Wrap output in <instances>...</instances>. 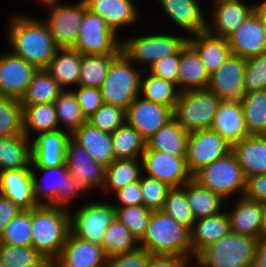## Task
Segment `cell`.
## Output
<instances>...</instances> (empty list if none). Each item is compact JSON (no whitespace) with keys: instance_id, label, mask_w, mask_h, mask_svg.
<instances>
[{"instance_id":"57","label":"cell","mask_w":266,"mask_h":267,"mask_svg":"<svg viewBox=\"0 0 266 267\" xmlns=\"http://www.w3.org/2000/svg\"><path fill=\"white\" fill-rule=\"evenodd\" d=\"M117 204L114 207H126L143 204L141 195L140 179L134 183L128 184L114 193L113 196ZM119 203V204H118Z\"/></svg>"},{"instance_id":"8","label":"cell","mask_w":266,"mask_h":267,"mask_svg":"<svg viewBox=\"0 0 266 267\" xmlns=\"http://www.w3.org/2000/svg\"><path fill=\"white\" fill-rule=\"evenodd\" d=\"M220 101L208 88L180 92L174 118L187 133L210 129Z\"/></svg>"},{"instance_id":"7","label":"cell","mask_w":266,"mask_h":267,"mask_svg":"<svg viewBox=\"0 0 266 267\" xmlns=\"http://www.w3.org/2000/svg\"><path fill=\"white\" fill-rule=\"evenodd\" d=\"M181 35L157 32L128 37L122 39L121 51L135 65L137 64V67L144 64V67L140 68L148 70L155 62L176 54L186 44L188 37Z\"/></svg>"},{"instance_id":"28","label":"cell","mask_w":266,"mask_h":267,"mask_svg":"<svg viewBox=\"0 0 266 267\" xmlns=\"http://www.w3.org/2000/svg\"><path fill=\"white\" fill-rule=\"evenodd\" d=\"M231 232L228 212L223 210L220 214L203 217L195 220L190 230L192 259L210 244L217 242Z\"/></svg>"},{"instance_id":"46","label":"cell","mask_w":266,"mask_h":267,"mask_svg":"<svg viewBox=\"0 0 266 267\" xmlns=\"http://www.w3.org/2000/svg\"><path fill=\"white\" fill-rule=\"evenodd\" d=\"M32 209L21 210L0 233V243L15 246H31Z\"/></svg>"},{"instance_id":"3","label":"cell","mask_w":266,"mask_h":267,"mask_svg":"<svg viewBox=\"0 0 266 267\" xmlns=\"http://www.w3.org/2000/svg\"><path fill=\"white\" fill-rule=\"evenodd\" d=\"M33 196L38 206L61 207L69 210L74 199L87 193L68 172L66 164L58 167H31ZM43 174L38 178V174Z\"/></svg>"},{"instance_id":"29","label":"cell","mask_w":266,"mask_h":267,"mask_svg":"<svg viewBox=\"0 0 266 267\" xmlns=\"http://www.w3.org/2000/svg\"><path fill=\"white\" fill-rule=\"evenodd\" d=\"M188 42L199 53L209 76L217 71L231 56L228 40L215 36L207 30L188 36Z\"/></svg>"},{"instance_id":"10","label":"cell","mask_w":266,"mask_h":267,"mask_svg":"<svg viewBox=\"0 0 266 267\" xmlns=\"http://www.w3.org/2000/svg\"><path fill=\"white\" fill-rule=\"evenodd\" d=\"M95 200V201H94ZM87 201L76 209H69L70 231L75 235L94 244L100 245L109 225L116 219V208L112 203Z\"/></svg>"},{"instance_id":"60","label":"cell","mask_w":266,"mask_h":267,"mask_svg":"<svg viewBox=\"0 0 266 267\" xmlns=\"http://www.w3.org/2000/svg\"><path fill=\"white\" fill-rule=\"evenodd\" d=\"M21 210L9 198L0 194V233Z\"/></svg>"},{"instance_id":"6","label":"cell","mask_w":266,"mask_h":267,"mask_svg":"<svg viewBox=\"0 0 266 267\" xmlns=\"http://www.w3.org/2000/svg\"><path fill=\"white\" fill-rule=\"evenodd\" d=\"M143 69L122 52L111 62L108 74L100 87L103 102L127 110L139 96Z\"/></svg>"},{"instance_id":"17","label":"cell","mask_w":266,"mask_h":267,"mask_svg":"<svg viewBox=\"0 0 266 267\" xmlns=\"http://www.w3.org/2000/svg\"><path fill=\"white\" fill-rule=\"evenodd\" d=\"M211 4L213 10L211 17L207 20L206 30L225 39L237 32L254 11L255 6L245 0H212Z\"/></svg>"},{"instance_id":"26","label":"cell","mask_w":266,"mask_h":267,"mask_svg":"<svg viewBox=\"0 0 266 267\" xmlns=\"http://www.w3.org/2000/svg\"><path fill=\"white\" fill-rule=\"evenodd\" d=\"M0 194L22 210H31L38 206L33 196L30 168L0 171Z\"/></svg>"},{"instance_id":"53","label":"cell","mask_w":266,"mask_h":267,"mask_svg":"<svg viewBox=\"0 0 266 267\" xmlns=\"http://www.w3.org/2000/svg\"><path fill=\"white\" fill-rule=\"evenodd\" d=\"M266 89V53L246 59L244 93Z\"/></svg>"},{"instance_id":"47","label":"cell","mask_w":266,"mask_h":267,"mask_svg":"<svg viewBox=\"0 0 266 267\" xmlns=\"http://www.w3.org/2000/svg\"><path fill=\"white\" fill-rule=\"evenodd\" d=\"M24 134L23 106L19 99L0 97V136H16Z\"/></svg>"},{"instance_id":"30","label":"cell","mask_w":266,"mask_h":267,"mask_svg":"<svg viewBox=\"0 0 266 267\" xmlns=\"http://www.w3.org/2000/svg\"><path fill=\"white\" fill-rule=\"evenodd\" d=\"M70 137L104 167L115 160L111 133L104 132L86 122Z\"/></svg>"},{"instance_id":"41","label":"cell","mask_w":266,"mask_h":267,"mask_svg":"<svg viewBox=\"0 0 266 267\" xmlns=\"http://www.w3.org/2000/svg\"><path fill=\"white\" fill-rule=\"evenodd\" d=\"M241 106L248 135H266V89L245 93Z\"/></svg>"},{"instance_id":"1","label":"cell","mask_w":266,"mask_h":267,"mask_svg":"<svg viewBox=\"0 0 266 267\" xmlns=\"http://www.w3.org/2000/svg\"><path fill=\"white\" fill-rule=\"evenodd\" d=\"M11 16L6 28L10 51L38 70L46 69L58 47L42 18L19 12Z\"/></svg>"},{"instance_id":"61","label":"cell","mask_w":266,"mask_h":267,"mask_svg":"<svg viewBox=\"0 0 266 267\" xmlns=\"http://www.w3.org/2000/svg\"><path fill=\"white\" fill-rule=\"evenodd\" d=\"M253 267H266V237L257 240Z\"/></svg>"},{"instance_id":"36","label":"cell","mask_w":266,"mask_h":267,"mask_svg":"<svg viewBox=\"0 0 266 267\" xmlns=\"http://www.w3.org/2000/svg\"><path fill=\"white\" fill-rule=\"evenodd\" d=\"M143 174L141 158L114 160L105 168V180L100 190L104 196L139 181Z\"/></svg>"},{"instance_id":"48","label":"cell","mask_w":266,"mask_h":267,"mask_svg":"<svg viewBox=\"0 0 266 267\" xmlns=\"http://www.w3.org/2000/svg\"><path fill=\"white\" fill-rule=\"evenodd\" d=\"M45 258L32 246L0 243V262L5 267H37Z\"/></svg>"},{"instance_id":"32","label":"cell","mask_w":266,"mask_h":267,"mask_svg":"<svg viewBox=\"0 0 266 267\" xmlns=\"http://www.w3.org/2000/svg\"><path fill=\"white\" fill-rule=\"evenodd\" d=\"M234 208L227 211L230 218L231 232L247 235L255 239L261 237L262 204L240 196ZM232 209V210H231Z\"/></svg>"},{"instance_id":"50","label":"cell","mask_w":266,"mask_h":267,"mask_svg":"<svg viewBox=\"0 0 266 267\" xmlns=\"http://www.w3.org/2000/svg\"><path fill=\"white\" fill-rule=\"evenodd\" d=\"M115 208L116 218L130 230L133 237L139 242L146 232L152 211L143 204Z\"/></svg>"},{"instance_id":"4","label":"cell","mask_w":266,"mask_h":267,"mask_svg":"<svg viewBox=\"0 0 266 267\" xmlns=\"http://www.w3.org/2000/svg\"><path fill=\"white\" fill-rule=\"evenodd\" d=\"M32 243L45 259L56 260L70 232L69 210L37 206L32 209Z\"/></svg>"},{"instance_id":"37","label":"cell","mask_w":266,"mask_h":267,"mask_svg":"<svg viewBox=\"0 0 266 267\" xmlns=\"http://www.w3.org/2000/svg\"><path fill=\"white\" fill-rule=\"evenodd\" d=\"M191 207L195 220L203 217H211L222 212L225 199L219 194L201 186L193 178L182 186Z\"/></svg>"},{"instance_id":"59","label":"cell","mask_w":266,"mask_h":267,"mask_svg":"<svg viewBox=\"0 0 266 267\" xmlns=\"http://www.w3.org/2000/svg\"><path fill=\"white\" fill-rule=\"evenodd\" d=\"M187 260L173 254H150L145 267H183Z\"/></svg>"},{"instance_id":"42","label":"cell","mask_w":266,"mask_h":267,"mask_svg":"<svg viewBox=\"0 0 266 267\" xmlns=\"http://www.w3.org/2000/svg\"><path fill=\"white\" fill-rule=\"evenodd\" d=\"M53 103L59 129L67 132L70 136L87 122L72 89H63Z\"/></svg>"},{"instance_id":"63","label":"cell","mask_w":266,"mask_h":267,"mask_svg":"<svg viewBox=\"0 0 266 267\" xmlns=\"http://www.w3.org/2000/svg\"><path fill=\"white\" fill-rule=\"evenodd\" d=\"M36 1H37V3L42 4L43 7H46L47 10L54 7V6L63 4L60 2V0H35V2Z\"/></svg>"},{"instance_id":"22","label":"cell","mask_w":266,"mask_h":267,"mask_svg":"<svg viewBox=\"0 0 266 267\" xmlns=\"http://www.w3.org/2000/svg\"><path fill=\"white\" fill-rule=\"evenodd\" d=\"M227 40L231 54L245 60L266 53V34L255 11Z\"/></svg>"},{"instance_id":"23","label":"cell","mask_w":266,"mask_h":267,"mask_svg":"<svg viewBox=\"0 0 266 267\" xmlns=\"http://www.w3.org/2000/svg\"><path fill=\"white\" fill-rule=\"evenodd\" d=\"M165 13L177 28L184 30L189 36L206 31L205 17L198 0H157Z\"/></svg>"},{"instance_id":"11","label":"cell","mask_w":266,"mask_h":267,"mask_svg":"<svg viewBox=\"0 0 266 267\" xmlns=\"http://www.w3.org/2000/svg\"><path fill=\"white\" fill-rule=\"evenodd\" d=\"M117 36L99 15L86 9L72 49L82 55H119L122 52V39Z\"/></svg>"},{"instance_id":"2","label":"cell","mask_w":266,"mask_h":267,"mask_svg":"<svg viewBox=\"0 0 266 267\" xmlns=\"http://www.w3.org/2000/svg\"><path fill=\"white\" fill-rule=\"evenodd\" d=\"M138 245L150 254H173L192 259L190 230L162 210L151 212L148 227Z\"/></svg>"},{"instance_id":"15","label":"cell","mask_w":266,"mask_h":267,"mask_svg":"<svg viewBox=\"0 0 266 267\" xmlns=\"http://www.w3.org/2000/svg\"><path fill=\"white\" fill-rule=\"evenodd\" d=\"M66 165L70 176L87 191H99L105 180V168L71 137L66 146Z\"/></svg>"},{"instance_id":"56","label":"cell","mask_w":266,"mask_h":267,"mask_svg":"<svg viewBox=\"0 0 266 267\" xmlns=\"http://www.w3.org/2000/svg\"><path fill=\"white\" fill-rule=\"evenodd\" d=\"M149 256L150 253L138 246L130 252L107 258L105 267H145Z\"/></svg>"},{"instance_id":"65","label":"cell","mask_w":266,"mask_h":267,"mask_svg":"<svg viewBox=\"0 0 266 267\" xmlns=\"http://www.w3.org/2000/svg\"><path fill=\"white\" fill-rule=\"evenodd\" d=\"M37 267H59L56 260L45 259L41 264Z\"/></svg>"},{"instance_id":"52","label":"cell","mask_w":266,"mask_h":267,"mask_svg":"<svg viewBox=\"0 0 266 267\" xmlns=\"http://www.w3.org/2000/svg\"><path fill=\"white\" fill-rule=\"evenodd\" d=\"M125 122L126 110L105 103L87 118V123L107 133H113Z\"/></svg>"},{"instance_id":"16","label":"cell","mask_w":266,"mask_h":267,"mask_svg":"<svg viewBox=\"0 0 266 267\" xmlns=\"http://www.w3.org/2000/svg\"><path fill=\"white\" fill-rule=\"evenodd\" d=\"M173 118V109L146 100L140 95L126 110V122L136 129L145 141Z\"/></svg>"},{"instance_id":"51","label":"cell","mask_w":266,"mask_h":267,"mask_svg":"<svg viewBox=\"0 0 266 267\" xmlns=\"http://www.w3.org/2000/svg\"><path fill=\"white\" fill-rule=\"evenodd\" d=\"M140 188L143 205L151 211L163 209L166 196L172 189L168 184L156 178L146 176L145 174L141 175Z\"/></svg>"},{"instance_id":"64","label":"cell","mask_w":266,"mask_h":267,"mask_svg":"<svg viewBox=\"0 0 266 267\" xmlns=\"http://www.w3.org/2000/svg\"><path fill=\"white\" fill-rule=\"evenodd\" d=\"M262 225H261V237H266V203L262 204Z\"/></svg>"},{"instance_id":"40","label":"cell","mask_w":266,"mask_h":267,"mask_svg":"<svg viewBox=\"0 0 266 267\" xmlns=\"http://www.w3.org/2000/svg\"><path fill=\"white\" fill-rule=\"evenodd\" d=\"M63 88L45 70H38L32 81L19 99L21 105H35L41 103H53Z\"/></svg>"},{"instance_id":"18","label":"cell","mask_w":266,"mask_h":267,"mask_svg":"<svg viewBox=\"0 0 266 267\" xmlns=\"http://www.w3.org/2000/svg\"><path fill=\"white\" fill-rule=\"evenodd\" d=\"M246 60L232 55L209 76L208 89L221 100L241 102L244 93Z\"/></svg>"},{"instance_id":"55","label":"cell","mask_w":266,"mask_h":267,"mask_svg":"<svg viewBox=\"0 0 266 267\" xmlns=\"http://www.w3.org/2000/svg\"><path fill=\"white\" fill-rule=\"evenodd\" d=\"M179 61L180 50L176 54L158 60L147 70V72L176 84L178 88Z\"/></svg>"},{"instance_id":"25","label":"cell","mask_w":266,"mask_h":267,"mask_svg":"<svg viewBox=\"0 0 266 267\" xmlns=\"http://www.w3.org/2000/svg\"><path fill=\"white\" fill-rule=\"evenodd\" d=\"M231 146L248 136L241 102L221 100L212 126Z\"/></svg>"},{"instance_id":"9","label":"cell","mask_w":266,"mask_h":267,"mask_svg":"<svg viewBox=\"0 0 266 267\" xmlns=\"http://www.w3.org/2000/svg\"><path fill=\"white\" fill-rule=\"evenodd\" d=\"M193 179L227 201L245 191L246 179L232 151L199 170Z\"/></svg>"},{"instance_id":"14","label":"cell","mask_w":266,"mask_h":267,"mask_svg":"<svg viewBox=\"0 0 266 267\" xmlns=\"http://www.w3.org/2000/svg\"><path fill=\"white\" fill-rule=\"evenodd\" d=\"M143 174L179 188L193 176L188 170L185 157H176L162 151L145 149L141 156Z\"/></svg>"},{"instance_id":"33","label":"cell","mask_w":266,"mask_h":267,"mask_svg":"<svg viewBox=\"0 0 266 267\" xmlns=\"http://www.w3.org/2000/svg\"><path fill=\"white\" fill-rule=\"evenodd\" d=\"M82 54L72 48H58L45 69L64 89L78 86Z\"/></svg>"},{"instance_id":"54","label":"cell","mask_w":266,"mask_h":267,"mask_svg":"<svg viewBox=\"0 0 266 267\" xmlns=\"http://www.w3.org/2000/svg\"><path fill=\"white\" fill-rule=\"evenodd\" d=\"M72 89L83 115L89 118L104 102L100 88L77 86Z\"/></svg>"},{"instance_id":"62","label":"cell","mask_w":266,"mask_h":267,"mask_svg":"<svg viewBox=\"0 0 266 267\" xmlns=\"http://www.w3.org/2000/svg\"><path fill=\"white\" fill-rule=\"evenodd\" d=\"M254 11L257 13L262 27L264 29V32L266 34V0H262L260 1V3L256 2V4H254Z\"/></svg>"},{"instance_id":"31","label":"cell","mask_w":266,"mask_h":267,"mask_svg":"<svg viewBox=\"0 0 266 267\" xmlns=\"http://www.w3.org/2000/svg\"><path fill=\"white\" fill-rule=\"evenodd\" d=\"M209 74L201 61L199 53L187 41L180 49L178 69V89L180 92L208 87Z\"/></svg>"},{"instance_id":"39","label":"cell","mask_w":266,"mask_h":267,"mask_svg":"<svg viewBox=\"0 0 266 267\" xmlns=\"http://www.w3.org/2000/svg\"><path fill=\"white\" fill-rule=\"evenodd\" d=\"M179 94L180 91L176 84L143 70L139 90L141 97L174 110Z\"/></svg>"},{"instance_id":"58","label":"cell","mask_w":266,"mask_h":267,"mask_svg":"<svg viewBox=\"0 0 266 267\" xmlns=\"http://www.w3.org/2000/svg\"><path fill=\"white\" fill-rule=\"evenodd\" d=\"M243 196L249 200L266 203V173L246 178Z\"/></svg>"},{"instance_id":"44","label":"cell","mask_w":266,"mask_h":267,"mask_svg":"<svg viewBox=\"0 0 266 267\" xmlns=\"http://www.w3.org/2000/svg\"><path fill=\"white\" fill-rule=\"evenodd\" d=\"M130 230L116 218L106 229L101 247L107 258L130 252L138 247Z\"/></svg>"},{"instance_id":"27","label":"cell","mask_w":266,"mask_h":267,"mask_svg":"<svg viewBox=\"0 0 266 267\" xmlns=\"http://www.w3.org/2000/svg\"><path fill=\"white\" fill-rule=\"evenodd\" d=\"M246 178L266 173V135H248L231 146Z\"/></svg>"},{"instance_id":"49","label":"cell","mask_w":266,"mask_h":267,"mask_svg":"<svg viewBox=\"0 0 266 267\" xmlns=\"http://www.w3.org/2000/svg\"><path fill=\"white\" fill-rule=\"evenodd\" d=\"M162 211L179 224L192 229L195 218L189 205L186 191L182 188H172L166 196Z\"/></svg>"},{"instance_id":"20","label":"cell","mask_w":266,"mask_h":267,"mask_svg":"<svg viewBox=\"0 0 266 267\" xmlns=\"http://www.w3.org/2000/svg\"><path fill=\"white\" fill-rule=\"evenodd\" d=\"M70 135L61 130L36 135L31 139V167H58L66 164V146Z\"/></svg>"},{"instance_id":"24","label":"cell","mask_w":266,"mask_h":267,"mask_svg":"<svg viewBox=\"0 0 266 267\" xmlns=\"http://www.w3.org/2000/svg\"><path fill=\"white\" fill-rule=\"evenodd\" d=\"M87 9L99 15L119 36V29L138 23L139 11L134 0H84ZM118 32V33H117Z\"/></svg>"},{"instance_id":"12","label":"cell","mask_w":266,"mask_h":267,"mask_svg":"<svg viewBox=\"0 0 266 267\" xmlns=\"http://www.w3.org/2000/svg\"><path fill=\"white\" fill-rule=\"evenodd\" d=\"M86 9L84 0L70 5L64 2L48 9L49 16L42 21L58 48H72L75 45Z\"/></svg>"},{"instance_id":"19","label":"cell","mask_w":266,"mask_h":267,"mask_svg":"<svg viewBox=\"0 0 266 267\" xmlns=\"http://www.w3.org/2000/svg\"><path fill=\"white\" fill-rule=\"evenodd\" d=\"M37 71L9 49L0 54V97L20 99Z\"/></svg>"},{"instance_id":"21","label":"cell","mask_w":266,"mask_h":267,"mask_svg":"<svg viewBox=\"0 0 266 267\" xmlns=\"http://www.w3.org/2000/svg\"><path fill=\"white\" fill-rule=\"evenodd\" d=\"M56 261L59 267H105L107 257L100 245L70 231Z\"/></svg>"},{"instance_id":"38","label":"cell","mask_w":266,"mask_h":267,"mask_svg":"<svg viewBox=\"0 0 266 267\" xmlns=\"http://www.w3.org/2000/svg\"><path fill=\"white\" fill-rule=\"evenodd\" d=\"M22 106L23 131L29 140L34 138L35 134L38 135L59 129L54 103Z\"/></svg>"},{"instance_id":"45","label":"cell","mask_w":266,"mask_h":267,"mask_svg":"<svg viewBox=\"0 0 266 267\" xmlns=\"http://www.w3.org/2000/svg\"><path fill=\"white\" fill-rule=\"evenodd\" d=\"M118 55H82L78 86L100 88Z\"/></svg>"},{"instance_id":"34","label":"cell","mask_w":266,"mask_h":267,"mask_svg":"<svg viewBox=\"0 0 266 267\" xmlns=\"http://www.w3.org/2000/svg\"><path fill=\"white\" fill-rule=\"evenodd\" d=\"M188 134L173 118L145 141V149L162 151L176 157H185Z\"/></svg>"},{"instance_id":"13","label":"cell","mask_w":266,"mask_h":267,"mask_svg":"<svg viewBox=\"0 0 266 267\" xmlns=\"http://www.w3.org/2000/svg\"><path fill=\"white\" fill-rule=\"evenodd\" d=\"M230 151L231 145L211 129L190 132L185 156L188 170L194 176Z\"/></svg>"},{"instance_id":"5","label":"cell","mask_w":266,"mask_h":267,"mask_svg":"<svg viewBox=\"0 0 266 267\" xmlns=\"http://www.w3.org/2000/svg\"><path fill=\"white\" fill-rule=\"evenodd\" d=\"M257 239L230 232L203 249L196 257L199 267H253Z\"/></svg>"},{"instance_id":"35","label":"cell","mask_w":266,"mask_h":267,"mask_svg":"<svg viewBox=\"0 0 266 267\" xmlns=\"http://www.w3.org/2000/svg\"><path fill=\"white\" fill-rule=\"evenodd\" d=\"M31 140L26 135L0 136V171L31 168Z\"/></svg>"},{"instance_id":"43","label":"cell","mask_w":266,"mask_h":267,"mask_svg":"<svg viewBox=\"0 0 266 267\" xmlns=\"http://www.w3.org/2000/svg\"><path fill=\"white\" fill-rule=\"evenodd\" d=\"M115 160L141 158L146 147L138 131L125 122L111 133Z\"/></svg>"},{"instance_id":"66","label":"cell","mask_w":266,"mask_h":267,"mask_svg":"<svg viewBox=\"0 0 266 267\" xmlns=\"http://www.w3.org/2000/svg\"><path fill=\"white\" fill-rule=\"evenodd\" d=\"M193 260H194V262H193ZM194 263H195V258L187 260L186 263L183 265V267H190L191 265L193 266Z\"/></svg>"}]
</instances>
